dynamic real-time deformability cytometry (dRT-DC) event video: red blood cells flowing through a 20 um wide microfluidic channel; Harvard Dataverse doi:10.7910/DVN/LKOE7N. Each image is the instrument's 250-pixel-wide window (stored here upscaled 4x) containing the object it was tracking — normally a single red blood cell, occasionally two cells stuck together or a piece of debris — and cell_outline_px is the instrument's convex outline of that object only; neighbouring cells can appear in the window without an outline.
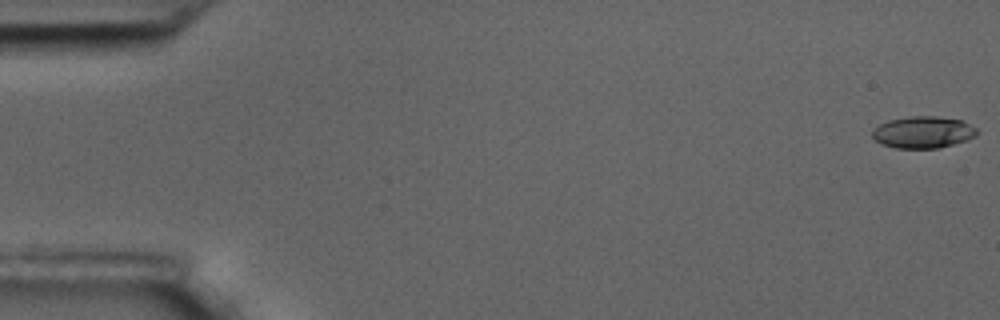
{"species": "common noctule bat (a hibernating species)", "species_latin": "Nyctalus noctula", "temperature_condition": "room temperature", "stored_images_in_passage": 59, "camera_frame_rate_fps": 3000, "um_per_image_px": 0.085, "animal": {"sex": "male", "body_mass_g": 17.5, "forearm_length_mm": 52.3}, "frame": {"image": 1, "passage_image": 1, "time_ms": 0.0, "image_size_px": [1000, 320], "cell_outline_px": [[980, 132], [976, 136], [952, 144], [936, 148], [896, 148], [884, 144], [876, 140], [872, 136], [872, 128], [888, 120], [908, 116], [936, 116], [960, 120], [976, 128]], "centroid_in_image_um": [78.44, 11.23], "position_along_channel_um": 6.6, "area_um2": 19.25}}
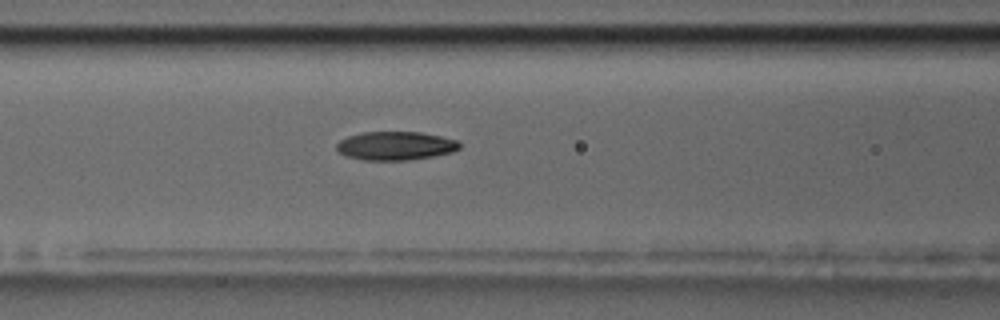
{"frame": {"image": 2, "passage_image": 25, "time_ms": 8.0, "image_size_px": [1000, 320], "cell_outline_px": [[460, 148], [452, 152], [412, 160], [364, 160], [344, 156], [336, 148], [336, 144], [340, 140], [348, 136], [360, 132], [420, 132], [440, 136], [456, 140], [460, 144]], "centroid_in_image_um": [33.59, 12.39], "position_along_channel_um": 133.0, "area_um2": 20.52}}
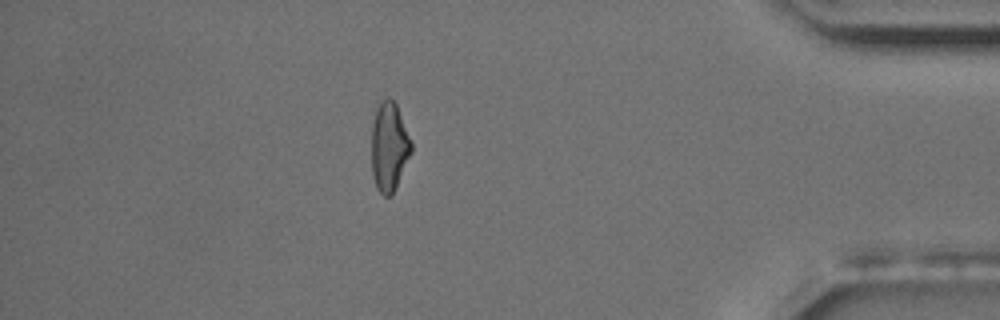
{"frame": {"image": 3, "passage_image": 52, "time_ms": 17.0, "image_size_px": [1000, 320], "cell_outline_px": [[412, 152], [392, 196], [384, 196], [376, 188], [372, 176], [372, 124], [376, 100], [388, 96], [396, 104], [412, 144]], "centroid_in_image_um": [33.05, 12.44], "position_along_channel_um": 402.1, "area_um2": 20.98}, "authors_computed_cell_mechanics": {"area_um2": 20.4034, "velocity_mm_per_s": 3.449, "shape_relaxation_time_tau1_ms": 7.603, "shape_relaxation_time_tau2_ms": 5.0963, "deformation_change_tau1": 0.1938, "deformation_change_tau2": 0.1181}}